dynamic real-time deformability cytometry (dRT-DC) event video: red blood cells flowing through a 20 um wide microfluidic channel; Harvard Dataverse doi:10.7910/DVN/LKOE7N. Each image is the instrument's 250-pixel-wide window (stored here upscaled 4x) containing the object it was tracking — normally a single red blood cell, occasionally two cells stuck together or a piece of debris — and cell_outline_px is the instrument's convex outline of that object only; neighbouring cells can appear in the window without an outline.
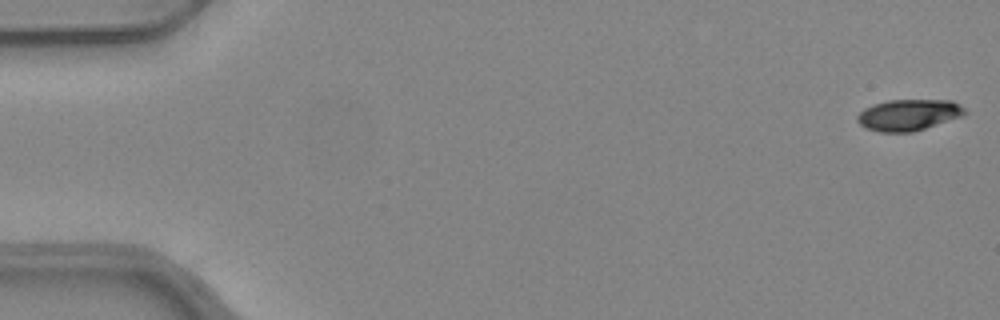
{"species": "common noctule bat (a hibernating species)", "species_latin": "Nyctalus noctula", "temperature_condition": "warm", "stored_images_in_passage": 52, "camera_frame_rate_fps": 3000, "um_per_image_px": 0.085, "animal": {"sex": "female", "body_mass_g": 24.6, "forearm_length_mm": 56.2}, "frame": {"image": 1, "passage_image": 1, "time_ms": 0.0, "image_size_px": [1000, 320], "cell_outline_px": [[968, 112], [964, 116], [912, 132], [880, 132], [868, 128], [860, 124], [856, 120], [856, 116], [864, 108], [872, 104], [888, 100], [952, 100], [960, 104]], "centroid_in_image_um": [77.25, 9.76], "position_along_channel_um": 7.8, "area_um2": 19.71}}
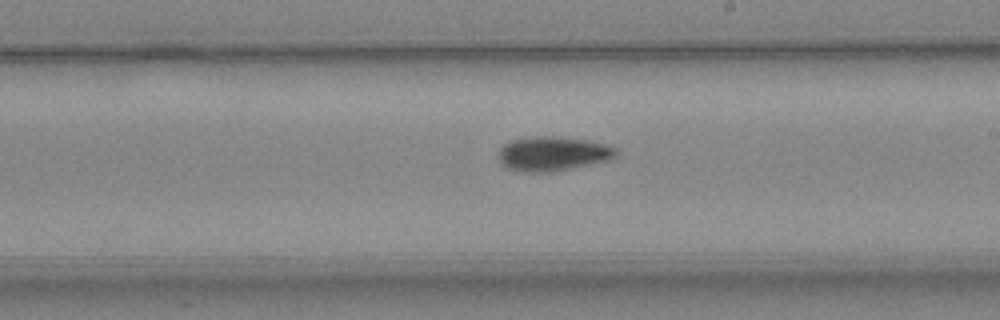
{"frame": {"image": 2, "passage_image": 30, "time_ms": 9.667, "image_size_px": [1000, 320], "cell_outline_px": [[616, 156], [612, 160], [552, 172], [524, 172], [508, 168], [500, 164], [496, 156], [500, 148], [504, 144], [512, 140], [536, 136], [560, 136], [588, 140], [604, 144], [616, 148]], "centroid_in_image_um": [46.97, 13.07], "position_along_channel_um": 242.0, "area_um2": 23.87}}
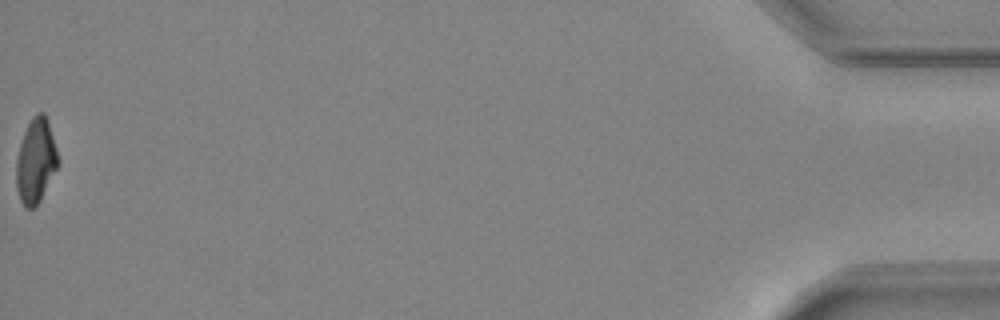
{"frame": {"image": 3, "passage_image": 52, "time_ms": 17.0, "image_size_px": [1000, 320], "cell_outline_px": [[60, 164], [40, 200], [32, 208], [24, 208], [20, 200], [16, 188], [16, 160], [20, 144], [24, 132], [32, 116], [36, 112], [44, 112], [48, 120], [60, 160]], "centroid_in_image_um": [3.05, 13.66], "position_along_channel_um": 432.1, "area_um2": 20.81}, "authors_computed_cell_mechanics": {"area_um2": 21.4727, "velocity_mm_per_s": 3.9957, "shape_relaxation_time_tau1_ms": 4.8438, "shape_relaxation_time_tau2_ms": null, "deformation_change_tau1": 0.1572, "deformation_change_tau2": null}}